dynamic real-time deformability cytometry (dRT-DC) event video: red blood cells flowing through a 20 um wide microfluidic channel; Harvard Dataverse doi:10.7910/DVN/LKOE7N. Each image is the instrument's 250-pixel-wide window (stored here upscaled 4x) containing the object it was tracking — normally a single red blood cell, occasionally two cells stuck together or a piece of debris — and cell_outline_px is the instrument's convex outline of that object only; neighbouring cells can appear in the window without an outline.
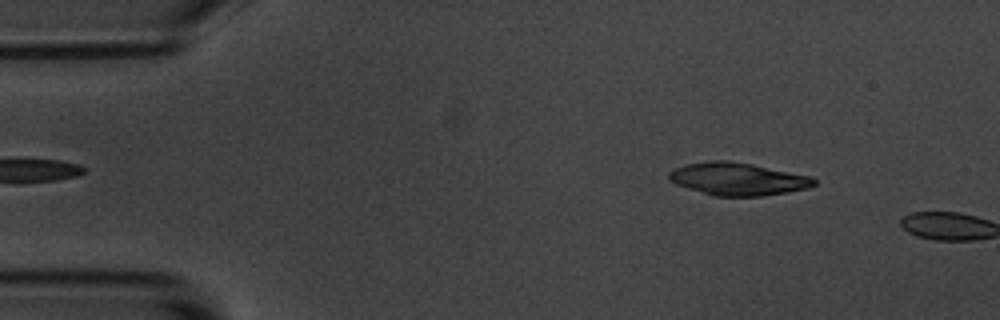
{"species": "common noctule bat (a hibernating species)", "species_latin": "Nyctalus noctula", "temperature_condition": "room temperature", "stored_images_in_passage": 2, "camera_frame_rate_fps": 3000, "um_per_image_px": 0.085, "animal": {"sex": "male", "body_mass_g": 20.1, "forearm_length_mm": 53.5}, "frame": {"image": 1, "passage_image": 1, "time_ms": 0.0, "image_size_px": [1000, 320], "cell_outline_px": [[816, 184], [808, 188], [788, 192], [760, 196], [712, 196], [676, 184], [668, 180], [668, 172], [684, 164], [712, 160], [728, 160], [752, 164], [812, 176], [816, 180]], "centroid_in_image_um": [62.7, 15.21], "position_along_channel_um": 22.3, "area_um2": 27.74}}